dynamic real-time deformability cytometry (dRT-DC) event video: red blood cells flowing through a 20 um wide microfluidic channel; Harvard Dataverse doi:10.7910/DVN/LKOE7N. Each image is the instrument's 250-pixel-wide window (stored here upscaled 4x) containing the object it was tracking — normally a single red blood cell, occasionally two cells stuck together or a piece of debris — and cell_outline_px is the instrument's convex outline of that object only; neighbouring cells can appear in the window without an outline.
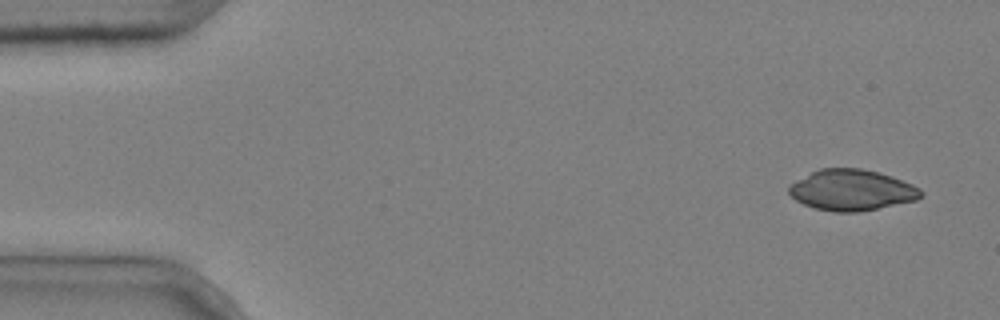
{"species": "common noctule bat (a hibernating species)", "species_latin": "Nyctalus noctula", "temperature_condition": "cold", "stored_images_in_passage": 6, "camera_frame_rate_fps": 3000, "um_per_image_px": 0.085, "animal": {"sex": "male", "body_mass_g": 20.4}, "frame": {"image": 1, "passage_image": 1, "time_ms": 0.0, "image_size_px": [1000, 320], "cell_outline_px": [[924, 196], [916, 200], [860, 212], [832, 212], [812, 208], [796, 200], [788, 192], [788, 184], [820, 168], [860, 168], [876, 172], [912, 184], [920, 188], [924, 192]], "centroid_in_image_um": [72.37, 16.17], "position_along_channel_um": 12.6, "area_um2": 31.5}}